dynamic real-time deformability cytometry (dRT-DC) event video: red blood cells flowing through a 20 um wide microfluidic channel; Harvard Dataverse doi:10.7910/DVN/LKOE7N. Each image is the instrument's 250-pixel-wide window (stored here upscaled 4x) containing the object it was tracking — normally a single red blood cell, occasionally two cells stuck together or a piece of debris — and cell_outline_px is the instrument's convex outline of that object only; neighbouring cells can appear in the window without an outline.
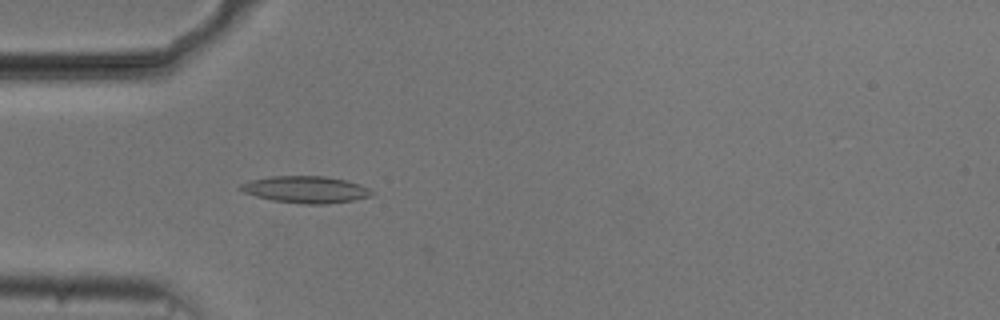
{"species": "common noctule bat (a hibernating species)", "species_latin": "Nyctalus noctula", "temperature_condition": "cold", "stored_images_in_passage": 32, "camera_frame_rate_fps": 3000, "um_per_image_px": 0.085, "animal": {"sex": "male", "body_mass_g": 20.5, "forearm_length_mm": 52.5}, "frame": {"image": 1, "passage_image": 2, "time_ms": 0.333, "image_size_px": [1000, 320], "cell_outline_px": [[376, 192], [372, 196], [352, 200], [324, 204], [304, 204], [272, 200], [256, 196], [244, 192], [236, 188], [240, 184], [252, 180], [272, 176], [324, 176], [344, 180], [360, 184]], "centroid_in_image_um": [25.99, 16.11], "position_along_channel_um": 59.0, "area_um2": 20.46}}
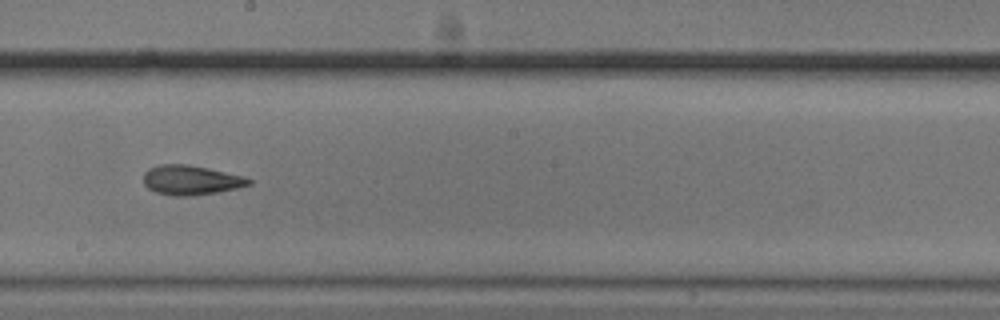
{"frame": {"image": 2, "passage_image": 16, "time_ms": 5.0, "image_size_px": [1000, 320], "cell_outline_px": [[252, 184], [236, 188], [216, 192], [192, 196], [176, 196], [156, 192], [148, 188], [144, 184], [144, 172], [148, 168], [160, 164], [184, 164], [208, 168], [244, 176], [252, 180]], "centroid_in_image_um": [16.22, 15.3], "position_along_channel_um": 232.0, "area_um2": 18.09}}
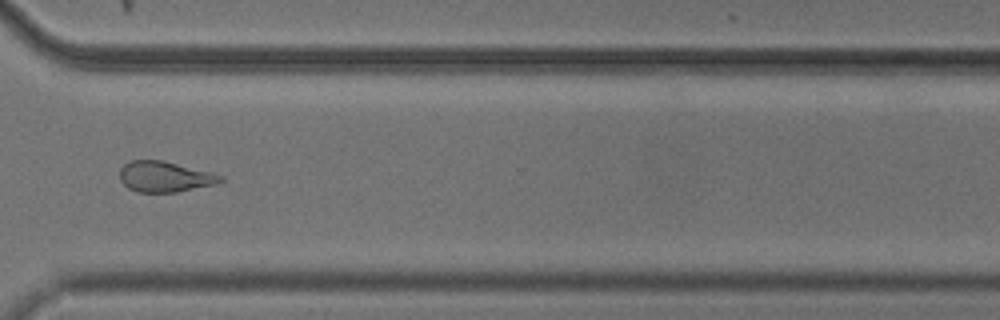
{"frame": {"image": 3, "passage_image": 26, "time_ms": 8.333, "image_size_px": [1000, 320], "cell_outline_px": [[224, 180], [216, 184], [176, 192], [136, 192], [128, 188], [120, 180], [120, 168], [124, 164], [132, 160], [164, 160], [224, 176]], "centroid_in_image_um": [13.99, 15.02], "position_along_channel_um": 356.6, "area_um2": 17.98}, "authors_computed_cell_mechanics": {"area_um2": 18.1492, "velocity_mm_per_s": 3.7582, "shape_relaxation_time_tau1_ms": 3.7509, "shape_relaxation_time_tau2_ms": 3.8816, "deformation_change_tau1": 0.1332, "deformation_change_tau2": 0.1389}}